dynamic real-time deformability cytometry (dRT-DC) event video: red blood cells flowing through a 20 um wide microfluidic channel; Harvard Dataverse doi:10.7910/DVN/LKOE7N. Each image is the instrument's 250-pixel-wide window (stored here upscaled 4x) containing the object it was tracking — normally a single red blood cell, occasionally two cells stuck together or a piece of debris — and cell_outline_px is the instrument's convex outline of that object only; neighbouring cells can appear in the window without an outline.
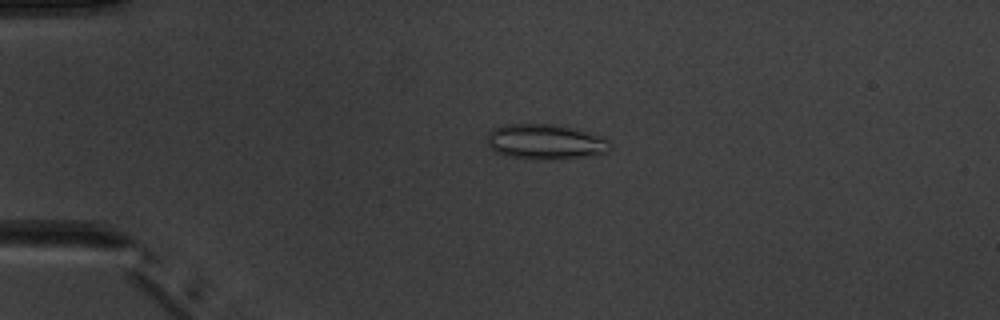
{"species": "common noctule bat (a hibernating species)", "species_latin": "Nyctalus noctula", "temperature_condition": "warm", "stored_images_in_passage": 4, "camera_frame_rate_fps": 3000, "um_per_image_px": 0.085, "animal": {"sex": "male", "body_mass_g": 20.1, "forearm_length_mm": 53.5}, "frame": {"image": 1, "passage_image": 3, "time_ms": 3.667, "image_size_px": [1000, 320], "cell_outline_px": [[608, 152], [588, 156], [552, 160], [536, 160], [504, 156], [488, 148], [488, 132], [492, 128], [508, 124], [564, 124], [600, 136], [608, 140]], "centroid_in_image_um": [46.31, 12.05], "position_along_channel_um": 38.7, "area_um2": 25.66}}